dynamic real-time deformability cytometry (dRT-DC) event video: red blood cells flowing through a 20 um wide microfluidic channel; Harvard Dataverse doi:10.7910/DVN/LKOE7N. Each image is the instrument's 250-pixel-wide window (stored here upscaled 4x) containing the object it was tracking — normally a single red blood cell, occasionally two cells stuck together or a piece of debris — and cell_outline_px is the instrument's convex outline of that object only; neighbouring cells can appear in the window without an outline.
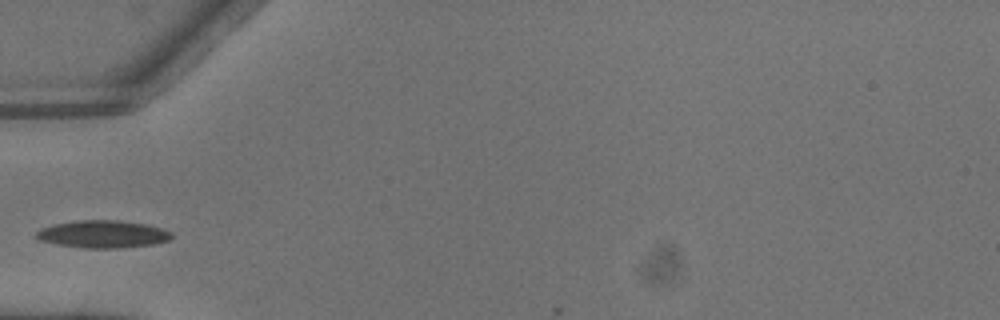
{"species": "common noctule bat (a hibernating species)", "species_latin": "Nyctalus noctula", "temperature_condition": "warm", "stored_images_in_passage": 2, "camera_frame_rate_fps": 3000, "um_per_image_px": 0.085, "animal": {"sex": "male", "body_mass_g": 13.3}, "frame": {"image": 1, "passage_image": 2, "time_ms": 0.333, "image_size_px": [1000, 320], "cell_outline_px": [[172, 240], [156, 244], [124, 248], [80, 248], [56, 244], [40, 240], [36, 236], [36, 232], [40, 228], [56, 224], [76, 220], [116, 220], [144, 224], [164, 228], [172, 232]], "centroid_in_image_um": [8.79, 19.91], "position_along_channel_um": 76.2, "area_um2": 21.91}}